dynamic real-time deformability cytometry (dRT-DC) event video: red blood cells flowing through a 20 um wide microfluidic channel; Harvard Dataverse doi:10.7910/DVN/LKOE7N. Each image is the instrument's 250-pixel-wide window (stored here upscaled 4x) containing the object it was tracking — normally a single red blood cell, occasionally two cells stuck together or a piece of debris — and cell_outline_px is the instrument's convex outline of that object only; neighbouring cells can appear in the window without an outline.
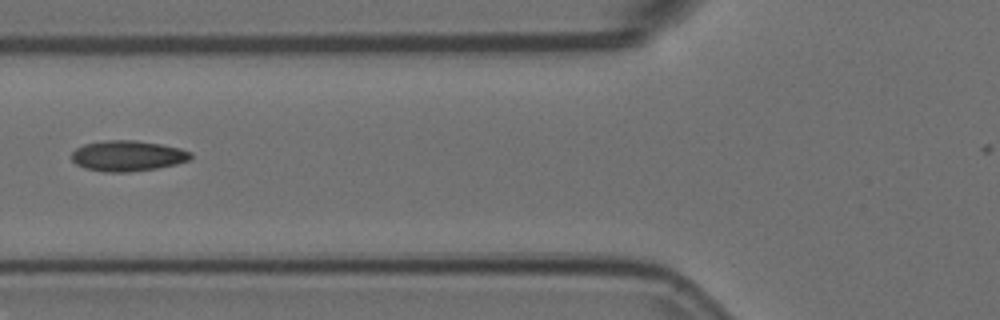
{"species": "Egyptian fruit bat (a non-hibernating species)", "species_latin": "Rousettus aegyptiacus", "temperature_condition": "room temperature", "stored_images_in_passage": 8, "camera_frame_rate_fps": 3000, "um_per_image_px": 0.085, "animal": {"sex": "female"}, "frame": {"image": 1, "passage_image": 5, "time_ms": 1.333, "image_size_px": [1000, 320], "cell_outline_px": [[192, 156], [188, 160], [176, 164], [156, 168], [128, 172], [100, 172], [84, 168], [76, 164], [72, 160], [72, 152], [76, 148], [84, 144], [104, 140], [136, 140], [160, 144], [180, 148], [192, 152]], "centroid_in_image_um": [10.82, 13.25], "position_along_channel_um": 115.0, "area_um2": 21.33}}
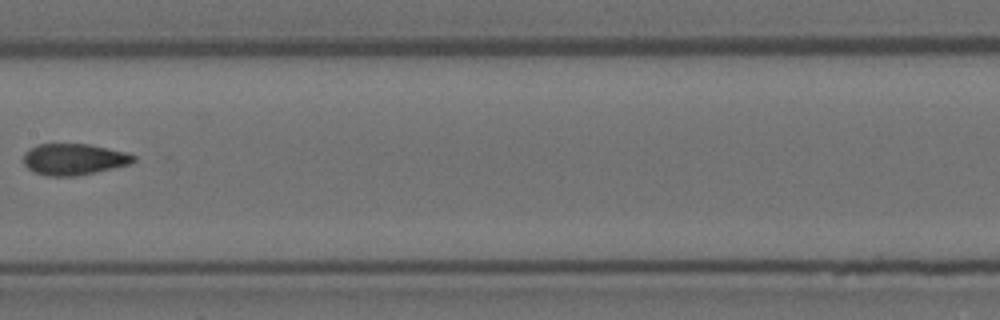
{"frame": {"image": 2, "passage_image": 7, "time_ms": 2.0, "image_size_px": [1000, 320], "cell_outline_px": [[136, 160], [128, 164], [112, 168], [76, 176], [48, 176], [32, 172], [24, 164], [24, 152], [40, 144], [88, 144], [128, 152], [136, 156]], "centroid_in_image_um": [6.28, 13.54], "position_along_channel_um": 201.1, "area_um2": 20.0}}
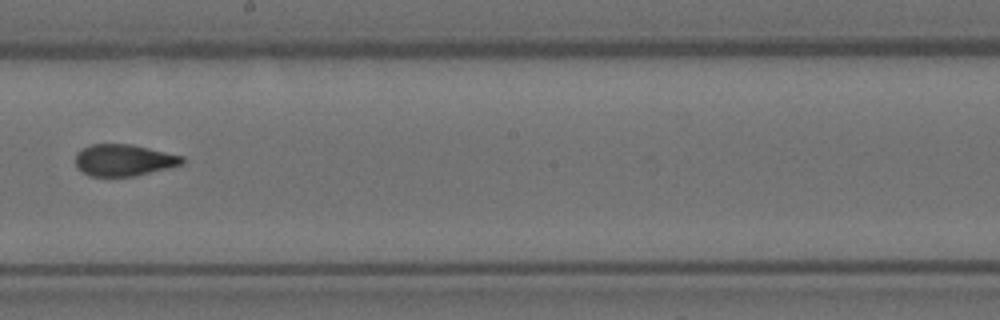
{"frame": {"image": 3, "passage_image": 8, "time_ms": 2.333, "image_size_px": [1000, 320], "cell_outline_px": [[184, 164], [136, 176], [88, 176], [76, 164], [76, 152], [92, 144], [132, 144], [184, 156]], "centroid_in_image_um": [10.56, 13.61], "position_along_channel_um": 237.6, "area_um2": 19.65}}